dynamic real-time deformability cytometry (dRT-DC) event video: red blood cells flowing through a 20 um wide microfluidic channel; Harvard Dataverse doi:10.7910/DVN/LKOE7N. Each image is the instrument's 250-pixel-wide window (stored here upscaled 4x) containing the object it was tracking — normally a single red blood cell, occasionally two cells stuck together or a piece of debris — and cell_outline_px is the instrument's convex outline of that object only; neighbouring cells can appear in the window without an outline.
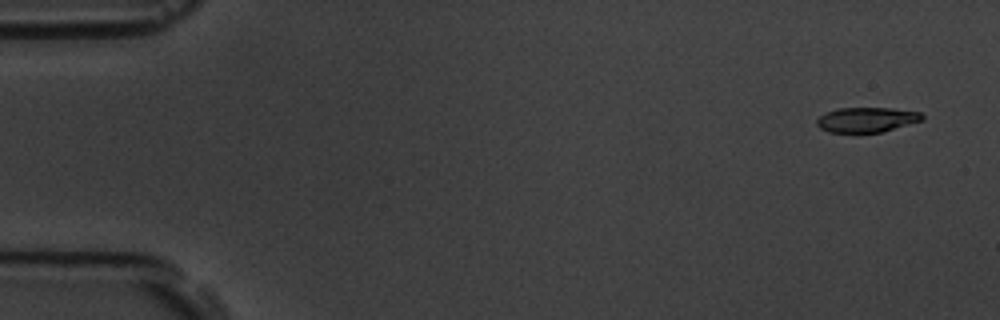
{"species": "common noctule bat (a hibernating species)", "species_latin": "Nyctalus noctula", "temperature_condition": "room temperature", "stored_images_in_passage": 5, "camera_frame_rate_fps": 3000, "um_per_image_px": 0.085, "animal": {"sex": "male", "body_mass_g": 19.5, "forearm_length_mm": 54.6}, "frame": {"image": 1, "passage_image": 1, "time_ms": 0.0, "image_size_px": [1000, 320], "cell_outline_px": [[924, 120], [880, 132], [828, 132], [820, 128], [816, 124], [816, 120], [820, 116], [828, 112], [840, 108], [888, 108], [920, 112], [924, 116]], "centroid_in_image_um": [73.67, 10.17], "position_along_channel_um": 11.3, "area_um2": 15.09}}
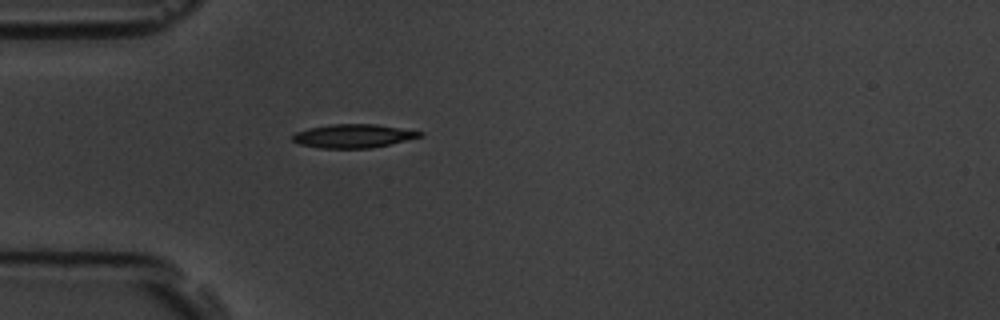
{"frame": {"image": 2, "passage_image": 5, "time_ms": 4.667, "image_size_px": [1000, 320], "cell_outline_px": [[424, 136], [372, 148], [320, 148], [300, 144], [292, 140], [292, 136], [296, 132], [308, 128], [332, 124], [376, 124], [424, 132]], "centroid_in_image_um": [30.04, 11.56], "position_along_channel_um": 55.0, "area_um2": 17.46}}